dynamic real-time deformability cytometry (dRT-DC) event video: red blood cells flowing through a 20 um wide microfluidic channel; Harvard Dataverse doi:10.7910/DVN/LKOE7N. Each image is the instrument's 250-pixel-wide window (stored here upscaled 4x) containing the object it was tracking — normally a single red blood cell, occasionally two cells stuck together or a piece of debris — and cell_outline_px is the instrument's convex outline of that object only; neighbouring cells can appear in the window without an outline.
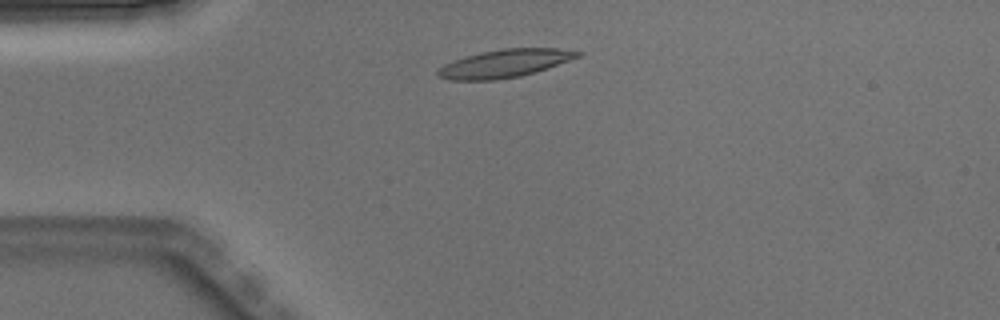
{"species": "Egyptian fruit bat (a non-hibernating species)", "species_latin": "Rousettus aegyptiacus", "temperature_condition": "warm", "stored_images_in_passage": 4, "camera_frame_rate_fps": 3000, "um_per_image_px": 0.085, "animal": {"sex": "male"}, "frame": {"image": 1, "passage_image": 2, "time_ms": 0.333, "image_size_px": [1000, 320], "cell_outline_px": [[584, 52], [580, 56], [548, 68], [536, 72], [520, 76], [492, 80], [452, 80], [436, 76], [436, 72], [444, 64], [452, 60], [480, 52], [500, 48], [556, 48]], "centroid_in_image_um": [42.89, 5.39], "position_along_channel_um": 42.1, "area_um2": 22.83}}